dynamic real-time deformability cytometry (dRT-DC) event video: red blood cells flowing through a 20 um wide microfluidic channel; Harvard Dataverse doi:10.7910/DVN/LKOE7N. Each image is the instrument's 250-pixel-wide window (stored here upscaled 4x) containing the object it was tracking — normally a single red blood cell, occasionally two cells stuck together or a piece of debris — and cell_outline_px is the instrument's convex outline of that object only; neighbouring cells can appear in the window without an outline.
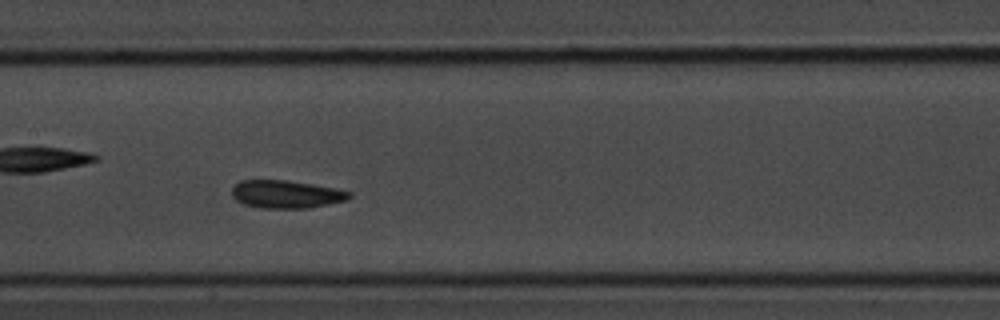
{"species": "common noctule bat (a hibernating species)", "species_latin": "Nyctalus noctula", "temperature_condition": "room temperature", "stored_images_in_passage": 29, "camera_frame_rate_fps": 3000, "um_per_image_px": 0.085, "animal": {"sex": "male", "body_mass_g": 20.1, "forearm_length_mm": 53.5}, "frame": {"image": 1, "passage_image": 13, "time_ms": 4.0, "image_size_px": [1000, 320], "cell_outline_px": [[352, 196], [348, 200], [308, 208], [260, 208], [244, 204], [236, 200], [232, 196], [232, 188], [240, 180], [284, 180], [312, 184], [352, 192]], "centroid_in_image_um": [24.32, 16.51], "position_along_channel_um": 183.1, "area_um2": 19.02}}
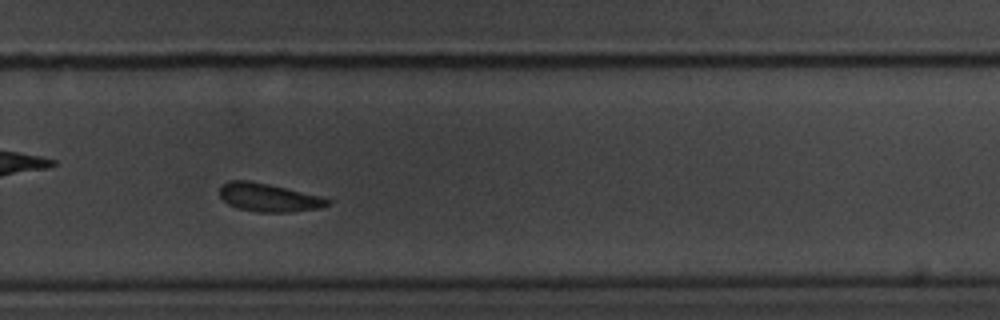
{"frame": {"image": 2, "passage_image": 21, "time_ms": 6.667, "image_size_px": [1000, 320], "cell_outline_px": [[332, 204], [320, 208], [292, 212], [256, 212], [236, 208], [228, 204], [220, 196], [220, 184], [228, 180], [248, 180], [268, 184], [320, 196], [332, 200]], "centroid_in_image_um": [22.82, 16.79], "position_along_channel_um": 307.0, "area_um2": 17.92}}